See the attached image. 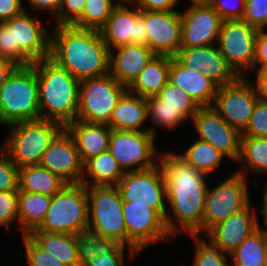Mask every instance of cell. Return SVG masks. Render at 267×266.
Returning <instances> with one entry per match:
<instances>
[{"mask_svg":"<svg viewBox=\"0 0 267 266\" xmlns=\"http://www.w3.org/2000/svg\"><path fill=\"white\" fill-rule=\"evenodd\" d=\"M29 236L46 252L66 266H80L75 243V234L32 231Z\"/></svg>","mask_w":267,"mask_h":266,"instance_id":"obj_31","label":"cell"},{"mask_svg":"<svg viewBox=\"0 0 267 266\" xmlns=\"http://www.w3.org/2000/svg\"><path fill=\"white\" fill-rule=\"evenodd\" d=\"M183 1V0H181ZM209 0H190L189 3L191 2H208Z\"/></svg>","mask_w":267,"mask_h":266,"instance_id":"obj_57","label":"cell"},{"mask_svg":"<svg viewBox=\"0 0 267 266\" xmlns=\"http://www.w3.org/2000/svg\"><path fill=\"white\" fill-rule=\"evenodd\" d=\"M65 185L58 176L41 165L19 168L18 191L53 196Z\"/></svg>","mask_w":267,"mask_h":266,"instance_id":"obj_30","label":"cell"},{"mask_svg":"<svg viewBox=\"0 0 267 266\" xmlns=\"http://www.w3.org/2000/svg\"><path fill=\"white\" fill-rule=\"evenodd\" d=\"M242 20L263 30L267 26V0H246Z\"/></svg>","mask_w":267,"mask_h":266,"instance_id":"obj_45","label":"cell"},{"mask_svg":"<svg viewBox=\"0 0 267 266\" xmlns=\"http://www.w3.org/2000/svg\"><path fill=\"white\" fill-rule=\"evenodd\" d=\"M88 229V195L83 184H66L52 196L41 225L33 231L77 234Z\"/></svg>","mask_w":267,"mask_h":266,"instance_id":"obj_6","label":"cell"},{"mask_svg":"<svg viewBox=\"0 0 267 266\" xmlns=\"http://www.w3.org/2000/svg\"><path fill=\"white\" fill-rule=\"evenodd\" d=\"M17 67L14 62L0 58V88Z\"/></svg>","mask_w":267,"mask_h":266,"instance_id":"obj_54","label":"cell"},{"mask_svg":"<svg viewBox=\"0 0 267 266\" xmlns=\"http://www.w3.org/2000/svg\"><path fill=\"white\" fill-rule=\"evenodd\" d=\"M123 202L147 206L164 219L167 214L166 180L161 166L143 171L125 172L117 183Z\"/></svg>","mask_w":267,"mask_h":266,"instance_id":"obj_12","label":"cell"},{"mask_svg":"<svg viewBox=\"0 0 267 266\" xmlns=\"http://www.w3.org/2000/svg\"><path fill=\"white\" fill-rule=\"evenodd\" d=\"M147 120L146 98L134 95L127 91L118 101L110 122L107 125L112 130L149 131L148 127H143Z\"/></svg>","mask_w":267,"mask_h":266,"instance_id":"obj_26","label":"cell"},{"mask_svg":"<svg viewBox=\"0 0 267 266\" xmlns=\"http://www.w3.org/2000/svg\"><path fill=\"white\" fill-rule=\"evenodd\" d=\"M61 8V0H41V12H47L51 14V19L54 18Z\"/></svg>","mask_w":267,"mask_h":266,"instance_id":"obj_55","label":"cell"},{"mask_svg":"<svg viewBox=\"0 0 267 266\" xmlns=\"http://www.w3.org/2000/svg\"><path fill=\"white\" fill-rule=\"evenodd\" d=\"M266 255L267 236L257 230L229 254L231 259L230 265L264 266Z\"/></svg>","mask_w":267,"mask_h":266,"instance_id":"obj_34","label":"cell"},{"mask_svg":"<svg viewBox=\"0 0 267 266\" xmlns=\"http://www.w3.org/2000/svg\"><path fill=\"white\" fill-rule=\"evenodd\" d=\"M155 56L147 45L116 47L110 51L109 73L128 88Z\"/></svg>","mask_w":267,"mask_h":266,"instance_id":"obj_23","label":"cell"},{"mask_svg":"<svg viewBox=\"0 0 267 266\" xmlns=\"http://www.w3.org/2000/svg\"><path fill=\"white\" fill-rule=\"evenodd\" d=\"M190 237L196 245L192 266H231L228 262L230 260L229 254L214 246L209 240L204 239L202 235H190Z\"/></svg>","mask_w":267,"mask_h":266,"instance_id":"obj_38","label":"cell"},{"mask_svg":"<svg viewBox=\"0 0 267 266\" xmlns=\"http://www.w3.org/2000/svg\"><path fill=\"white\" fill-rule=\"evenodd\" d=\"M0 151V192L18 190L19 167L2 148Z\"/></svg>","mask_w":267,"mask_h":266,"instance_id":"obj_42","label":"cell"},{"mask_svg":"<svg viewBox=\"0 0 267 266\" xmlns=\"http://www.w3.org/2000/svg\"><path fill=\"white\" fill-rule=\"evenodd\" d=\"M0 58L18 66V46H14L13 32L5 23H0Z\"/></svg>","mask_w":267,"mask_h":266,"instance_id":"obj_48","label":"cell"},{"mask_svg":"<svg viewBox=\"0 0 267 266\" xmlns=\"http://www.w3.org/2000/svg\"><path fill=\"white\" fill-rule=\"evenodd\" d=\"M165 102V105L180 110V112L191 122L193 115L200 108L198 104L178 86L168 82L157 95Z\"/></svg>","mask_w":267,"mask_h":266,"instance_id":"obj_39","label":"cell"},{"mask_svg":"<svg viewBox=\"0 0 267 266\" xmlns=\"http://www.w3.org/2000/svg\"><path fill=\"white\" fill-rule=\"evenodd\" d=\"M23 1V0H22ZM24 2H26L27 4H29L30 5V12H32V13H35V14H39V13H41L40 11H41V0H26V1H24ZM29 2V3H28ZM37 12V13H36Z\"/></svg>","mask_w":267,"mask_h":266,"instance_id":"obj_56","label":"cell"},{"mask_svg":"<svg viewBox=\"0 0 267 266\" xmlns=\"http://www.w3.org/2000/svg\"><path fill=\"white\" fill-rule=\"evenodd\" d=\"M146 45L158 56L174 57L181 48L180 11H143Z\"/></svg>","mask_w":267,"mask_h":266,"instance_id":"obj_19","label":"cell"},{"mask_svg":"<svg viewBox=\"0 0 267 266\" xmlns=\"http://www.w3.org/2000/svg\"><path fill=\"white\" fill-rule=\"evenodd\" d=\"M177 154L196 170L207 175L214 173L225 157L213 145L200 139H196L185 151Z\"/></svg>","mask_w":267,"mask_h":266,"instance_id":"obj_33","label":"cell"},{"mask_svg":"<svg viewBox=\"0 0 267 266\" xmlns=\"http://www.w3.org/2000/svg\"><path fill=\"white\" fill-rule=\"evenodd\" d=\"M120 2H131L132 0H118Z\"/></svg>","mask_w":267,"mask_h":266,"instance_id":"obj_58","label":"cell"},{"mask_svg":"<svg viewBox=\"0 0 267 266\" xmlns=\"http://www.w3.org/2000/svg\"><path fill=\"white\" fill-rule=\"evenodd\" d=\"M183 66L199 71L218 87L234 83L239 76L227 64L216 44L180 48L174 56Z\"/></svg>","mask_w":267,"mask_h":266,"instance_id":"obj_21","label":"cell"},{"mask_svg":"<svg viewBox=\"0 0 267 266\" xmlns=\"http://www.w3.org/2000/svg\"><path fill=\"white\" fill-rule=\"evenodd\" d=\"M156 138L149 131L111 130L108 150L124 172L149 170L159 164Z\"/></svg>","mask_w":267,"mask_h":266,"instance_id":"obj_10","label":"cell"},{"mask_svg":"<svg viewBox=\"0 0 267 266\" xmlns=\"http://www.w3.org/2000/svg\"><path fill=\"white\" fill-rule=\"evenodd\" d=\"M249 187L247 177L236 171L214 187L208 186L202 217L203 236L251 202Z\"/></svg>","mask_w":267,"mask_h":266,"instance_id":"obj_9","label":"cell"},{"mask_svg":"<svg viewBox=\"0 0 267 266\" xmlns=\"http://www.w3.org/2000/svg\"><path fill=\"white\" fill-rule=\"evenodd\" d=\"M49 58L79 81L109 73L110 50L98 30L52 25Z\"/></svg>","mask_w":267,"mask_h":266,"instance_id":"obj_2","label":"cell"},{"mask_svg":"<svg viewBox=\"0 0 267 266\" xmlns=\"http://www.w3.org/2000/svg\"><path fill=\"white\" fill-rule=\"evenodd\" d=\"M239 162L242 165L236 172L246 177L251 172L267 174V137L241 136Z\"/></svg>","mask_w":267,"mask_h":266,"instance_id":"obj_32","label":"cell"},{"mask_svg":"<svg viewBox=\"0 0 267 266\" xmlns=\"http://www.w3.org/2000/svg\"><path fill=\"white\" fill-rule=\"evenodd\" d=\"M246 0H209L208 3L223 20L242 19Z\"/></svg>","mask_w":267,"mask_h":266,"instance_id":"obj_47","label":"cell"},{"mask_svg":"<svg viewBox=\"0 0 267 266\" xmlns=\"http://www.w3.org/2000/svg\"><path fill=\"white\" fill-rule=\"evenodd\" d=\"M31 65L37 74L41 119L66 128L77 117L80 81L50 58Z\"/></svg>","mask_w":267,"mask_h":266,"instance_id":"obj_3","label":"cell"},{"mask_svg":"<svg viewBox=\"0 0 267 266\" xmlns=\"http://www.w3.org/2000/svg\"><path fill=\"white\" fill-rule=\"evenodd\" d=\"M119 3L118 0H86L83 14L73 26L99 31Z\"/></svg>","mask_w":267,"mask_h":266,"instance_id":"obj_36","label":"cell"},{"mask_svg":"<svg viewBox=\"0 0 267 266\" xmlns=\"http://www.w3.org/2000/svg\"><path fill=\"white\" fill-rule=\"evenodd\" d=\"M169 82L182 88L199 107L212 106L218 86L199 71L183 66L170 56Z\"/></svg>","mask_w":267,"mask_h":266,"instance_id":"obj_24","label":"cell"},{"mask_svg":"<svg viewBox=\"0 0 267 266\" xmlns=\"http://www.w3.org/2000/svg\"><path fill=\"white\" fill-rule=\"evenodd\" d=\"M99 31L110 51L127 44L146 45L143 10L132 2H120Z\"/></svg>","mask_w":267,"mask_h":266,"instance_id":"obj_17","label":"cell"},{"mask_svg":"<svg viewBox=\"0 0 267 266\" xmlns=\"http://www.w3.org/2000/svg\"><path fill=\"white\" fill-rule=\"evenodd\" d=\"M249 203L244 209L232 214L214 226L204 238L223 252L230 254L242 241L257 231L256 209ZM210 237V238H208Z\"/></svg>","mask_w":267,"mask_h":266,"instance_id":"obj_22","label":"cell"},{"mask_svg":"<svg viewBox=\"0 0 267 266\" xmlns=\"http://www.w3.org/2000/svg\"><path fill=\"white\" fill-rule=\"evenodd\" d=\"M9 134L1 146L19 167L40 165L45 150L65 129L61 124L39 119L7 126Z\"/></svg>","mask_w":267,"mask_h":266,"instance_id":"obj_5","label":"cell"},{"mask_svg":"<svg viewBox=\"0 0 267 266\" xmlns=\"http://www.w3.org/2000/svg\"><path fill=\"white\" fill-rule=\"evenodd\" d=\"M75 243L80 266H84L92 261L97 251L113 250L118 245L112 239L105 238L101 234L95 233L89 229L77 233L75 235Z\"/></svg>","mask_w":267,"mask_h":266,"instance_id":"obj_37","label":"cell"},{"mask_svg":"<svg viewBox=\"0 0 267 266\" xmlns=\"http://www.w3.org/2000/svg\"><path fill=\"white\" fill-rule=\"evenodd\" d=\"M169 69L170 56L156 55L128 87V92L143 98L157 96L169 82Z\"/></svg>","mask_w":267,"mask_h":266,"instance_id":"obj_27","label":"cell"},{"mask_svg":"<svg viewBox=\"0 0 267 266\" xmlns=\"http://www.w3.org/2000/svg\"><path fill=\"white\" fill-rule=\"evenodd\" d=\"M41 119L38 80L32 65L18 66L0 88V124Z\"/></svg>","mask_w":267,"mask_h":266,"instance_id":"obj_4","label":"cell"},{"mask_svg":"<svg viewBox=\"0 0 267 266\" xmlns=\"http://www.w3.org/2000/svg\"><path fill=\"white\" fill-rule=\"evenodd\" d=\"M21 237L29 266H66L41 248L29 235H22Z\"/></svg>","mask_w":267,"mask_h":266,"instance_id":"obj_40","label":"cell"},{"mask_svg":"<svg viewBox=\"0 0 267 266\" xmlns=\"http://www.w3.org/2000/svg\"><path fill=\"white\" fill-rule=\"evenodd\" d=\"M124 173L110 151L107 150L83 164L81 184L85 186H116Z\"/></svg>","mask_w":267,"mask_h":266,"instance_id":"obj_28","label":"cell"},{"mask_svg":"<svg viewBox=\"0 0 267 266\" xmlns=\"http://www.w3.org/2000/svg\"><path fill=\"white\" fill-rule=\"evenodd\" d=\"M125 249L132 260L138 255L133 249L118 244L113 250L97 251L95 258L84 266H128L125 264Z\"/></svg>","mask_w":267,"mask_h":266,"instance_id":"obj_41","label":"cell"},{"mask_svg":"<svg viewBox=\"0 0 267 266\" xmlns=\"http://www.w3.org/2000/svg\"><path fill=\"white\" fill-rule=\"evenodd\" d=\"M65 129L74 138L83 164L90 158L109 149L112 129L107 124L90 123L76 119Z\"/></svg>","mask_w":267,"mask_h":266,"instance_id":"obj_25","label":"cell"},{"mask_svg":"<svg viewBox=\"0 0 267 266\" xmlns=\"http://www.w3.org/2000/svg\"><path fill=\"white\" fill-rule=\"evenodd\" d=\"M18 190L0 192V227H9L18 222Z\"/></svg>","mask_w":267,"mask_h":266,"instance_id":"obj_44","label":"cell"},{"mask_svg":"<svg viewBox=\"0 0 267 266\" xmlns=\"http://www.w3.org/2000/svg\"><path fill=\"white\" fill-rule=\"evenodd\" d=\"M189 6L180 11L181 48L216 44L224 20L208 2H191Z\"/></svg>","mask_w":267,"mask_h":266,"instance_id":"obj_16","label":"cell"},{"mask_svg":"<svg viewBox=\"0 0 267 266\" xmlns=\"http://www.w3.org/2000/svg\"><path fill=\"white\" fill-rule=\"evenodd\" d=\"M146 103L148 121L153 124L152 126H148L149 132L156 137L158 136L156 127L164 130L168 129V131L174 130L175 128L182 126V123L187 122L188 120L180 110L165 105V102L158 96L146 98Z\"/></svg>","mask_w":267,"mask_h":266,"instance_id":"obj_35","label":"cell"},{"mask_svg":"<svg viewBox=\"0 0 267 266\" xmlns=\"http://www.w3.org/2000/svg\"><path fill=\"white\" fill-rule=\"evenodd\" d=\"M257 32V28L242 19L223 21L216 45L239 77H248L247 73L253 72Z\"/></svg>","mask_w":267,"mask_h":266,"instance_id":"obj_11","label":"cell"},{"mask_svg":"<svg viewBox=\"0 0 267 266\" xmlns=\"http://www.w3.org/2000/svg\"><path fill=\"white\" fill-rule=\"evenodd\" d=\"M22 0H0V23L18 16L26 8Z\"/></svg>","mask_w":267,"mask_h":266,"instance_id":"obj_51","label":"cell"},{"mask_svg":"<svg viewBox=\"0 0 267 266\" xmlns=\"http://www.w3.org/2000/svg\"><path fill=\"white\" fill-rule=\"evenodd\" d=\"M4 23L13 32L14 46H18V66H29L50 57L51 31L47 25L44 27L45 21L39 15L24 10Z\"/></svg>","mask_w":267,"mask_h":266,"instance_id":"obj_14","label":"cell"},{"mask_svg":"<svg viewBox=\"0 0 267 266\" xmlns=\"http://www.w3.org/2000/svg\"><path fill=\"white\" fill-rule=\"evenodd\" d=\"M267 67V31L258 30L255 40L253 71Z\"/></svg>","mask_w":267,"mask_h":266,"instance_id":"obj_50","label":"cell"},{"mask_svg":"<svg viewBox=\"0 0 267 266\" xmlns=\"http://www.w3.org/2000/svg\"><path fill=\"white\" fill-rule=\"evenodd\" d=\"M260 99L253 81L249 77H239L234 83L218 87L212 107L242 133Z\"/></svg>","mask_w":267,"mask_h":266,"instance_id":"obj_13","label":"cell"},{"mask_svg":"<svg viewBox=\"0 0 267 266\" xmlns=\"http://www.w3.org/2000/svg\"><path fill=\"white\" fill-rule=\"evenodd\" d=\"M123 215L127 229V247L137 254H141L146 246L175 239L168 231L165 219L154 209L123 202Z\"/></svg>","mask_w":267,"mask_h":266,"instance_id":"obj_15","label":"cell"},{"mask_svg":"<svg viewBox=\"0 0 267 266\" xmlns=\"http://www.w3.org/2000/svg\"><path fill=\"white\" fill-rule=\"evenodd\" d=\"M139 10L143 11H174L181 0H132Z\"/></svg>","mask_w":267,"mask_h":266,"instance_id":"obj_49","label":"cell"},{"mask_svg":"<svg viewBox=\"0 0 267 266\" xmlns=\"http://www.w3.org/2000/svg\"><path fill=\"white\" fill-rule=\"evenodd\" d=\"M88 229L127 246L123 200L116 186H86Z\"/></svg>","mask_w":267,"mask_h":266,"instance_id":"obj_7","label":"cell"},{"mask_svg":"<svg viewBox=\"0 0 267 266\" xmlns=\"http://www.w3.org/2000/svg\"><path fill=\"white\" fill-rule=\"evenodd\" d=\"M190 123L199 136L198 139L208 142L226 158L237 162L241 133L231 127L212 106L200 107Z\"/></svg>","mask_w":267,"mask_h":266,"instance_id":"obj_18","label":"cell"},{"mask_svg":"<svg viewBox=\"0 0 267 266\" xmlns=\"http://www.w3.org/2000/svg\"><path fill=\"white\" fill-rule=\"evenodd\" d=\"M159 165L166 180L168 231L173 237L181 233L200 236L208 175L196 170L177 152L161 151Z\"/></svg>","mask_w":267,"mask_h":266,"instance_id":"obj_1","label":"cell"},{"mask_svg":"<svg viewBox=\"0 0 267 266\" xmlns=\"http://www.w3.org/2000/svg\"><path fill=\"white\" fill-rule=\"evenodd\" d=\"M264 266H267V255H266V258H265V261H264Z\"/></svg>","mask_w":267,"mask_h":266,"instance_id":"obj_59","label":"cell"},{"mask_svg":"<svg viewBox=\"0 0 267 266\" xmlns=\"http://www.w3.org/2000/svg\"><path fill=\"white\" fill-rule=\"evenodd\" d=\"M40 165L50 170L66 184H81L83 163L75 140L66 129L45 150Z\"/></svg>","mask_w":267,"mask_h":266,"instance_id":"obj_20","label":"cell"},{"mask_svg":"<svg viewBox=\"0 0 267 266\" xmlns=\"http://www.w3.org/2000/svg\"><path fill=\"white\" fill-rule=\"evenodd\" d=\"M86 0H61V8L53 18L54 25H73L83 14Z\"/></svg>","mask_w":267,"mask_h":266,"instance_id":"obj_46","label":"cell"},{"mask_svg":"<svg viewBox=\"0 0 267 266\" xmlns=\"http://www.w3.org/2000/svg\"><path fill=\"white\" fill-rule=\"evenodd\" d=\"M241 136L267 137V100L260 99Z\"/></svg>","mask_w":267,"mask_h":266,"instance_id":"obj_43","label":"cell"},{"mask_svg":"<svg viewBox=\"0 0 267 266\" xmlns=\"http://www.w3.org/2000/svg\"><path fill=\"white\" fill-rule=\"evenodd\" d=\"M254 84L261 99L267 100V67L260 68L255 73Z\"/></svg>","mask_w":267,"mask_h":266,"instance_id":"obj_52","label":"cell"},{"mask_svg":"<svg viewBox=\"0 0 267 266\" xmlns=\"http://www.w3.org/2000/svg\"><path fill=\"white\" fill-rule=\"evenodd\" d=\"M127 91L110 73L81 80L76 119L108 124L118 101Z\"/></svg>","mask_w":267,"mask_h":266,"instance_id":"obj_8","label":"cell"},{"mask_svg":"<svg viewBox=\"0 0 267 266\" xmlns=\"http://www.w3.org/2000/svg\"><path fill=\"white\" fill-rule=\"evenodd\" d=\"M52 196L18 191V228L21 235H29L37 229L51 205Z\"/></svg>","mask_w":267,"mask_h":266,"instance_id":"obj_29","label":"cell"},{"mask_svg":"<svg viewBox=\"0 0 267 266\" xmlns=\"http://www.w3.org/2000/svg\"><path fill=\"white\" fill-rule=\"evenodd\" d=\"M262 205L259 208V214L262 216L263 218V228L262 226H260L258 219H257V230L261 233H263L264 235L267 236V184L264 185V190L262 192Z\"/></svg>","mask_w":267,"mask_h":266,"instance_id":"obj_53","label":"cell"}]
</instances>
